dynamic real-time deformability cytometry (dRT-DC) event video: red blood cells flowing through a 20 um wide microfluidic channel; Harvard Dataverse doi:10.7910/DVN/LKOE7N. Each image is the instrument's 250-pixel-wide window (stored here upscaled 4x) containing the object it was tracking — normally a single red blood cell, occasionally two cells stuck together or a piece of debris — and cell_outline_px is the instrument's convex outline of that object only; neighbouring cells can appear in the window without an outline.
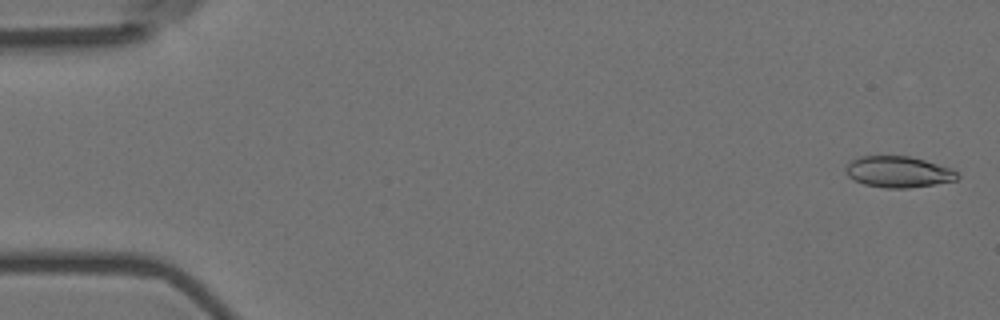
{"species": "Egyptian fruit bat (a non-hibernating species)", "species_latin": "Rousettus aegyptiacus", "temperature_condition": "room temperature", "stored_images_in_passage": 56, "camera_frame_rate_fps": 3000, "um_per_image_px": 0.085, "animal": {"sex": "female"}, "frame": {"image": 1, "passage_image": 2, "time_ms": 0.333, "image_size_px": [1000, 320], "cell_outline_px": [[960, 176], [956, 180], [908, 188], [888, 188], [864, 184], [848, 176], [844, 168], [848, 160], [860, 156], [908, 156], [924, 160], [952, 168]], "centroid_in_image_um": [76.32, 14.59], "position_along_channel_um": 8.7, "area_um2": 20.23}}
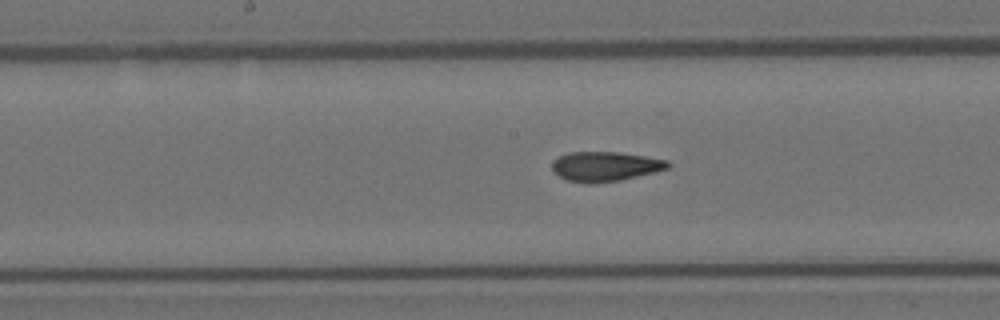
{"frame": {"image": 2, "passage_image": 29, "time_ms": 9.333, "image_size_px": [1000, 320], "cell_outline_px": [[672, 164], [668, 168], [656, 172], [620, 180], [568, 180], [560, 176], [552, 168], [552, 164], [560, 156], [568, 152], [620, 152], [668, 160]], "centroid_in_image_um": [51.54, 14.09], "position_along_channel_um": 196.7, "area_um2": 19.13}}
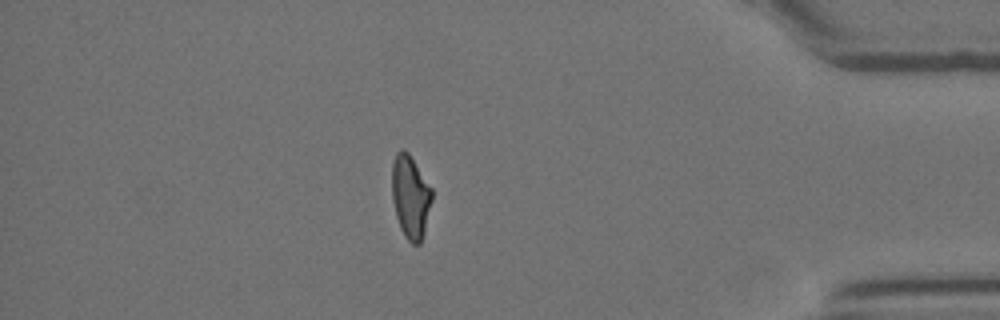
{"frame": {"image": 3, "passage_image": 49, "time_ms": 16.0, "image_size_px": [1000, 320], "cell_outline_px": [[432, 200], [424, 232], [420, 244], [412, 244], [404, 236], [400, 228], [396, 216], [392, 200], [392, 160], [396, 152], [400, 148], [404, 148], [408, 152], [432, 188]], "centroid_in_image_um": [34.87, 16.69], "position_along_channel_um": 400.3, "area_um2": 19.54}, "authors_computed_cell_mechanics": {"area_um2": 20.1722, "velocity_mm_per_s": 3.634, "shape_relaxation_time_tau1_ms": null, "shape_relaxation_time_tau2_ms": 2.471, "deformation_change_tau1": null, "deformation_change_tau2": 0.1087}}